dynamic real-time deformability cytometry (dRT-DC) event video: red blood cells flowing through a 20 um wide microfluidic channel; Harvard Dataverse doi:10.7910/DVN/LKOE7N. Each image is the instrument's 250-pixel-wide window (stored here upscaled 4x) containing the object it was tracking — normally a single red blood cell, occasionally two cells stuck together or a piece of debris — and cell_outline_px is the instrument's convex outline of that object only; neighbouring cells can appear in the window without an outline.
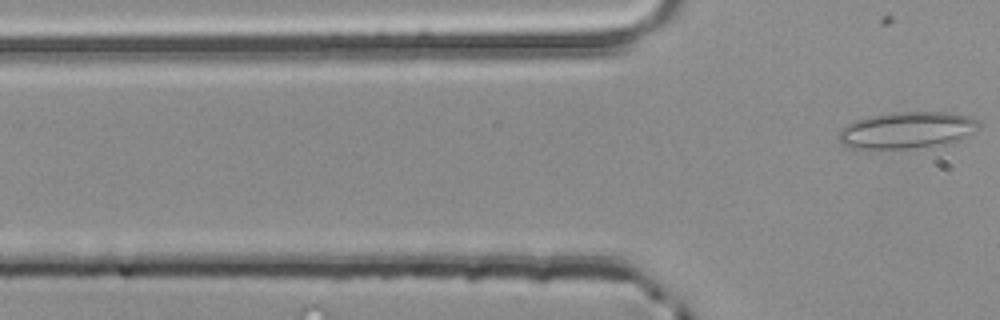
{"species": "common noctule bat (a hibernating species)", "species_latin": "Nyctalus noctula", "temperature_condition": "room temperature", "stored_images_in_passage": 5, "camera_frame_rate_fps": 3000, "um_per_image_px": 0.085, "animal": {"sex": "male", "body_mass_g": 20.4}, "frame": {"image": 1, "passage_image": 5, "time_ms": 1.333, "image_size_px": [1000, 320], "cell_outline_px": [[980, 128], [976, 132], [952, 144], [908, 148], [852, 148], [840, 144], [836, 136], [840, 128], [856, 120], [872, 116], [892, 112], [952, 112], [968, 116], [976, 120], [980, 124]], "centroid_in_image_um": [77.12, 11.07], "position_along_channel_um": 48.7, "area_um2": 30.35}}